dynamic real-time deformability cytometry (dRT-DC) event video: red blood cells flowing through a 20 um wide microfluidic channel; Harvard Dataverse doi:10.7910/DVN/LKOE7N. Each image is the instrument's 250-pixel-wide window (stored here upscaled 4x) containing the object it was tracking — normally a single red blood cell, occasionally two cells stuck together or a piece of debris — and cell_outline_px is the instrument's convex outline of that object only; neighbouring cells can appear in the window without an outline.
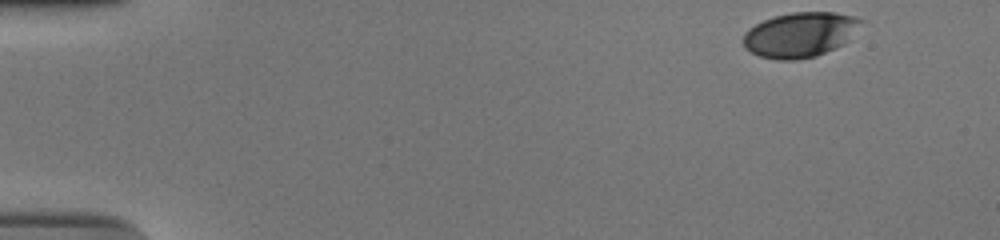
{"species": "human", "species_latin": "Homo sapiens", "temperature_condition": "cold", "stored_images_in_passage": 44, "camera_frame_rate_fps": 3000, "um_per_image_px": 0.085, "donor": {"sex": "male"}, "frame": {"image": 1, "passage_image": 1, "time_ms": 0.0, "image_size_px": [1000, 240], "cell_outline_px": [[864, 20], [840, 44], [816, 56], [796, 60], [776, 60], [760, 56], [744, 48], [744, 32], [748, 28], [764, 20], [776, 16], [792, 12], [832, 12], [856, 16]], "centroid_in_image_um": [67.94, 2.94], "position_along_channel_um": 17.1, "area_um2": 30.23}}
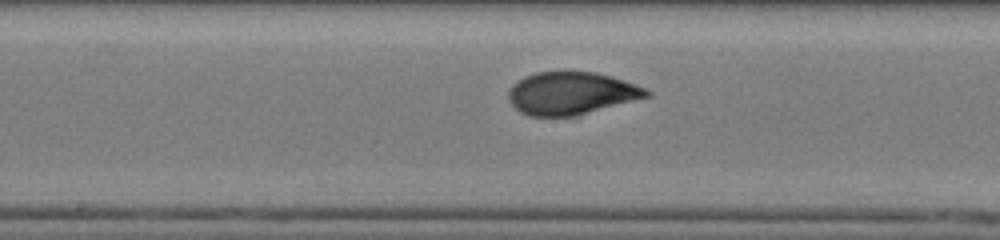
{"frame": {"image": 2, "passage_image": 26, "time_ms": 8.333, "image_size_px": [1000, 240], "cell_outline_px": [[652, 96], [576, 116], [528, 116], [520, 112], [508, 100], [508, 92], [524, 76], [536, 72], [592, 72], [624, 80], [644, 88], [652, 92]], "centroid_in_image_um": [48.58, 7.95], "position_along_channel_um": 199.6, "area_um2": 34.04}}
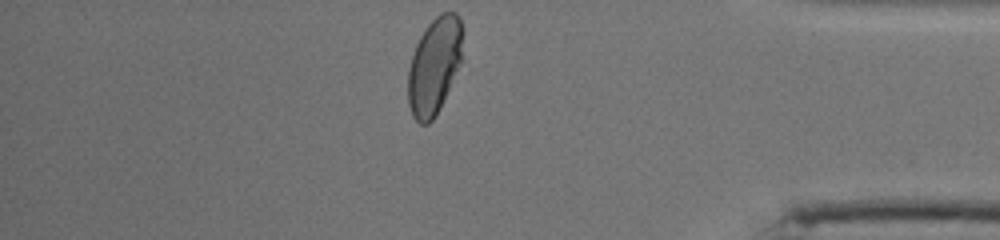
{"frame": {"image": 3, "passage_image": 44, "time_ms": 14.333, "image_size_px": [1000, 240], "cell_outline_px": [[460, 64], [440, 108], [432, 120], [428, 124], [420, 124], [412, 116], [408, 104], [408, 68], [416, 44], [420, 36], [428, 24], [440, 12], [456, 12], [460, 16]], "centroid_in_image_um": [36.88, 5.62], "position_along_channel_um": 398.3, "area_um2": 30.35}, "authors_computed_cell_mechanics": {"area_um2": 33.8419, "velocity_mm_per_s": 3.7604, "shape_relaxation_time_tau1_ms": 6.4451, "shape_relaxation_time_tau2_ms": null, "deformation_change_tau1": 0.1921, "deformation_change_tau2": null}}